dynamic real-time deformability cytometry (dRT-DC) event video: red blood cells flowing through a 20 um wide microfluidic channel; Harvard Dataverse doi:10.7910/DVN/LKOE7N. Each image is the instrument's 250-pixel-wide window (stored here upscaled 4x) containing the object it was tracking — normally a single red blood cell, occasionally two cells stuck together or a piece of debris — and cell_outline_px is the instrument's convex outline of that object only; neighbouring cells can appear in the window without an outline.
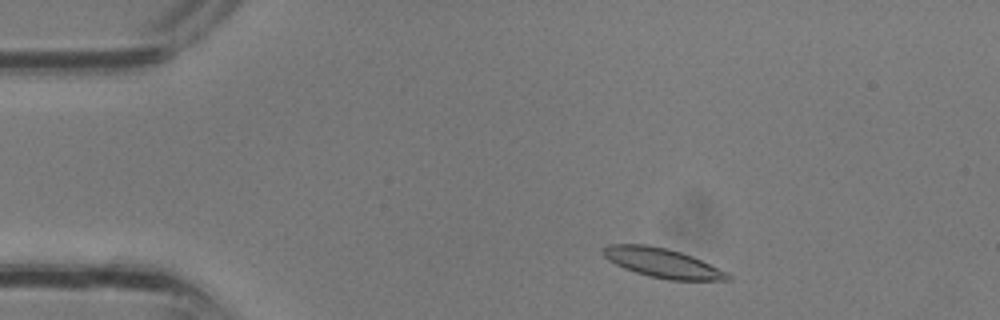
{"species": "common noctule bat (a hibernating species)", "species_latin": "Nyctalus noctula", "temperature_condition": "room temperature", "stored_images_in_passage": 29, "camera_frame_rate_fps": 3000, "um_per_image_px": 0.085, "animal": {"sex": "male", "body_mass_g": 13.3}, "frame": {"image": 1, "passage_image": 2, "time_ms": 0.333, "image_size_px": [1000, 320], "cell_outline_px": [[732, 280], [668, 280], [648, 276], [624, 268], [608, 260], [600, 252], [608, 244], [648, 244], [668, 248], [692, 256], [732, 276]], "centroid_in_image_um": [56.25, 22.34], "position_along_channel_um": 28.8, "area_um2": 21.15}}
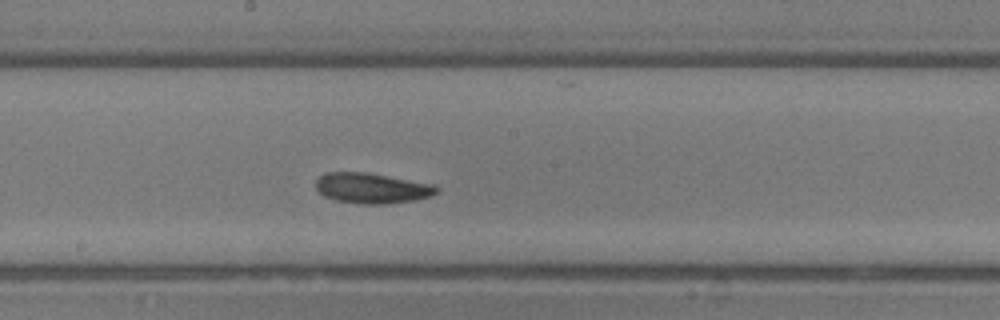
{"frame": {"image": 2, "passage_image": 14, "time_ms": 4.333, "image_size_px": [1000, 320], "cell_outline_px": [[440, 188], [432, 196], [416, 200], [388, 204], [364, 204], [336, 200], [324, 196], [316, 188], [316, 180], [324, 172], [368, 172], [432, 184]], "centroid_in_image_um": [31.62, 15.99], "position_along_channel_um": 216.6, "area_um2": 21.44}}
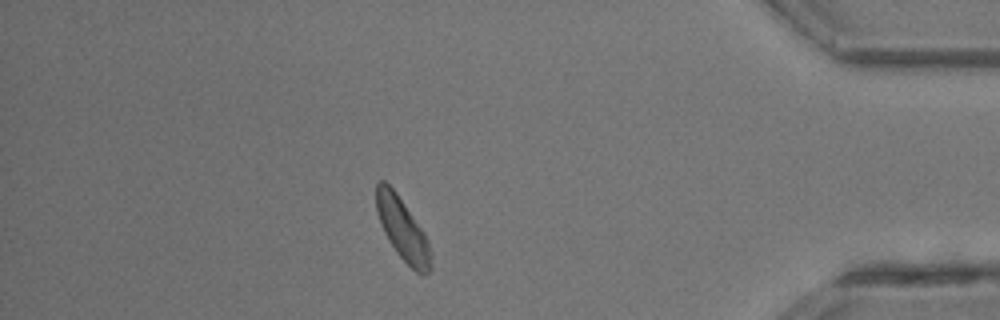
{"frame": {"image": 3, "passage_image": 25, "time_ms": 8.0, "image_size_px": [1000, 320], "cell_outline_px": [[432, 268], [424, 276], [416, 272], [396, 252], [388, 240], [384, 232], [376, 212], [376, 184], [380, 180], [384, 180], [396, 192], [424, 232], [428, 240], [432, 256]], "centroid_in_image_um": [34.23, 19.5], "position_along_channel_um": 401.0, "area_um2": 19.83}}